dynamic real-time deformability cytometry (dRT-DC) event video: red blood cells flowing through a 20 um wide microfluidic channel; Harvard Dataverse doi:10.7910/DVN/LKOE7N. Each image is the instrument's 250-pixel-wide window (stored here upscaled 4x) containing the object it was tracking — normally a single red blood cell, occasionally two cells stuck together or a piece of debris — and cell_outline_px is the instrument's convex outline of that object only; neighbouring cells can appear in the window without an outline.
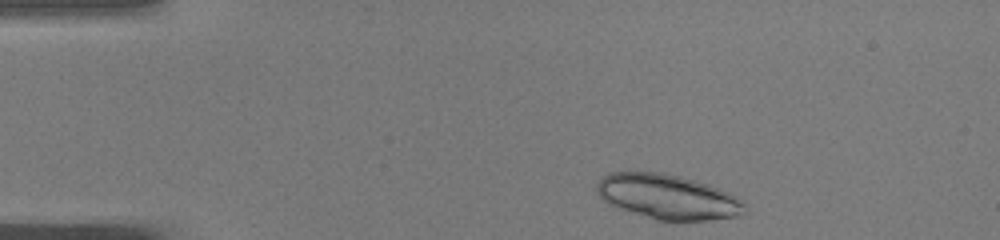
{"species": "common noctule bat (a hibernating species)", "species_latin": "Nyctalus noctula", "temperature_condition": "warm", "stored_images_in_passage": 42, "camera_frame_rate_fps": 3000, "um_per_image_px": 0.085, "animal": {"sex": "male", "body_mass_g": 19.0, "forearm_length_mm": 50.8}, "frame": {"image": 1, "passage_image": 1, "time_ms": 0.0, "image_size_px": [1000, 240], "cell_outline_px": [[744, 212], [740, 216], [708, 220], [656, 220], [616, 208], [608, 204], [596, 192], [596, 184], [604, 176], [612, 172], [664, 172], [696, 180], [708, 184], [728, 192], [736, 196], [744, 204]], "centroid_in_image_um": [56.73, 16.73], "position_along_channel_um": 28.3, "area_um2": 38.67}}